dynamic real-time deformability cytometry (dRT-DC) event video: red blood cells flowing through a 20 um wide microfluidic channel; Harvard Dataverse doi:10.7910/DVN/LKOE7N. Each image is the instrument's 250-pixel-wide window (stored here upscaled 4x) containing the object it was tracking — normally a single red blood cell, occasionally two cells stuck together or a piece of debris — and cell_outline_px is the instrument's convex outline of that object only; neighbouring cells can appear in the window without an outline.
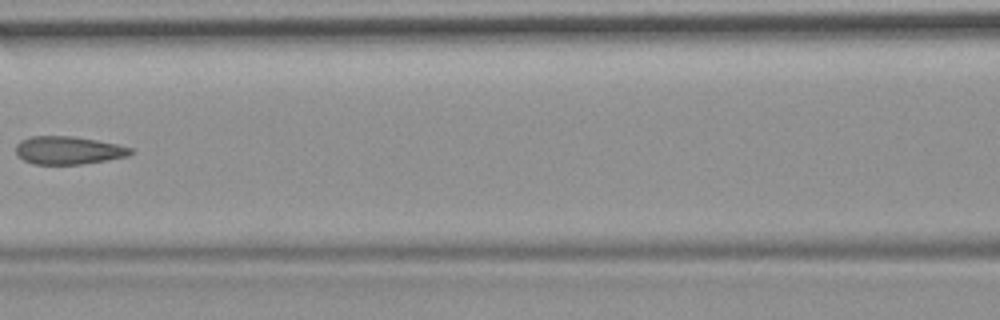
{"species": "common noctule bat (a hibernating species)", "species_latin": "Nyctalus noctula", "temperature_condition": "room temperature", "stored_images_in_passage": 6, "camera_frame_rate_fps": 3000, "um_per_image_px": 0.085, "animal": {"sex": "female", "body_mass_g": 19.9}, "frame": {"image": 1, "passage_image": 6, "time_ms": 1.667, "image_size_px": [1000, 320], "cell_outline_px": [[136, 152], [128, 156], [80, 164], [32, 164], [24, 160], [16, 152], [16, 144], [20, 140], [32, 136], [72, 136], [96, 140], [116, 144], [132, 148]], "centroid_in_image_um": [5.81, 12.77], "position_along_channel_um": 160.8, "area_um2": 18.61}}